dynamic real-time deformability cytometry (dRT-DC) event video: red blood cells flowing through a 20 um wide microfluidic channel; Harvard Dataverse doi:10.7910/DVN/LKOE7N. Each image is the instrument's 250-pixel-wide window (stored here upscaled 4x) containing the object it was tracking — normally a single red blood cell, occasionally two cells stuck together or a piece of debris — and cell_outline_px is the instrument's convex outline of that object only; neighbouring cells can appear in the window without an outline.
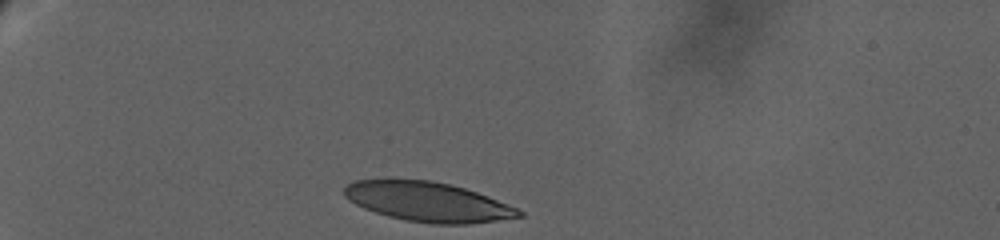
{"species": "human", "species_latin": "Homo sapiens", "temperature_condition": "warm", "stored_images_in_passage": 22, "camera_frame_rate_fps": 3000, "um_per_image_px": 0.085, "donor": {"sex": "female"}, "frame": {"image": 1, "passage_image": 1, "time_ms": 0.0, "image_size_px": [1000, 240], "cell_outline_px": [[524, 216], [468, 224], [432, 224], [404, 220], [388, 216], [364, 208], [348, 200], [344, 196], [344, 184], [352, 180], [388, 176], [432, 180], [452, 184], [488, 196], [508, 204], [524, 212]], "centroid_in_image_um": [36.26, 17.1], "position_along_channel_um": 48.7, "area_um2": 41.38}}
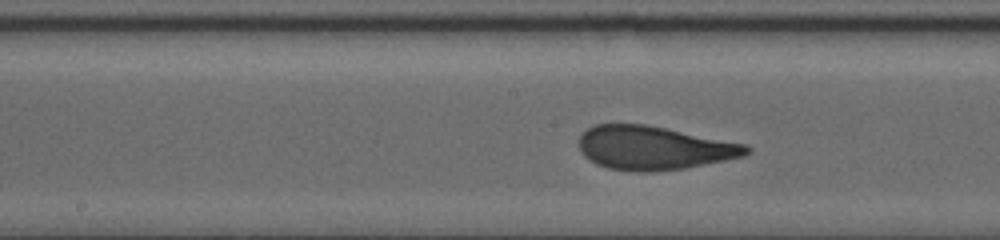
{"frame": {"image": 2, "passage_image": 11, "time_ms": 6.667, "image_size_px": [1000, 240], "cell_outline_px": [[752, 152], [744, 156], [684, 168], [648, 172], [636, 172], [608, 168], [596, 164], [584, 156], [580, 152], [580, 136], [588, 128], [596, 124], [648, 124], [748, 144], [752, 148]], "centroid_in_image_um": [55.61, 12.56], "position_along_channel_um": 192.6, "area_um2": 42.83}}
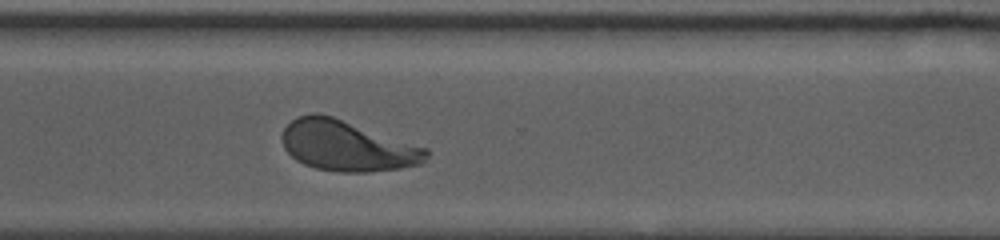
{"frame": {"image": 3, "passage_image": 22, "time_ms": 11.667, "image_size_px": [1000, 240], "cell_outline_px": [[428, 156], [420, 164], [400, 168], [368, 172], [340, 172], [316, 168], [304, 164], [296, 160], [284, 148], [280, 136], [284, 128], [296, 116], [312, 112], [320, 112], [428, 148]], "centroid_in_image_um": [29.47, 12.38], "position_along_channel_um": 341.1, "area_um2": 42.54}}